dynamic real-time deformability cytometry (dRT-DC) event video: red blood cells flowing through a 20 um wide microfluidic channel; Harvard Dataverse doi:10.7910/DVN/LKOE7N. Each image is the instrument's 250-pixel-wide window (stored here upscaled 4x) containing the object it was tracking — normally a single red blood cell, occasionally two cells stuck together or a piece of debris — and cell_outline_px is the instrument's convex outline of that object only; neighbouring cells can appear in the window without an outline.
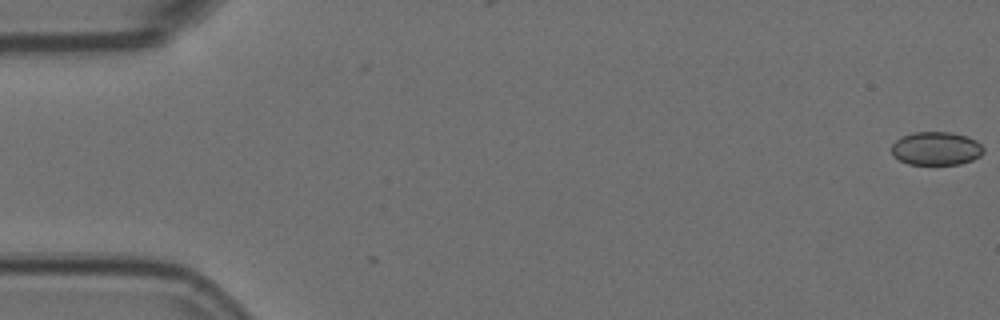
{"species": "Egyptian fruit bat (a non-hibernating species)", "species_latin": "Rousettus aegyptiacus", "temperature_condition": "room temperature", "stored_images_in_passage": 6, "camera_frame_rate_fps": 3000, "um_per_image_px": 0.085, "animal": {"sex": "female"}, "frame": {"image": 1, "passage_image": 1, "time_ms": 0.0, "image_size_px": [1000, 320], "cell_outline_px": [[984, 152], [980, 156], [972, 160], [960, 164], [908, 164], [892, 156], [892, 144], [900, 136], [912, 132], [952, 132], [968, 136], [976, 140], [984, 148]], "centroid_in_image_um": [79.57, 12.61], "position_along_channel_um": 5.4, "area_um2": 18.09}}